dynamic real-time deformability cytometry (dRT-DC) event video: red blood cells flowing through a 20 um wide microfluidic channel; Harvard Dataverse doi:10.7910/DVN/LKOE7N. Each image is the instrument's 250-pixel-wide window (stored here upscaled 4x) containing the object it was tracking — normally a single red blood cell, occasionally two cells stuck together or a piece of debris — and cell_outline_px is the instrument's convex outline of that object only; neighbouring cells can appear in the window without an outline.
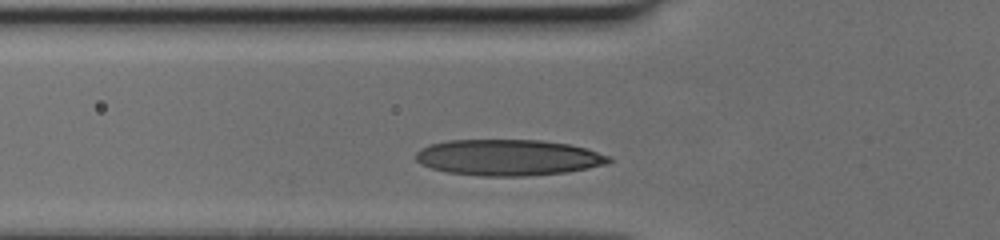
{"species": "human", "species_latin": "Homo sapiens", "temperature_condition": "cold", "stored_images_in_passage": 29, "camera_frame_rate_fps": 3000, "um_per_image_px": 0.085, "donor": {"sex": "female"}, "frame": {"image": 1, "passage_image": 7, "time_ms": 2.0, "image_size_px": [1000, 240], "cell_outline_px": [[612, 160], [608, 164], [588, 168], [564, 172], [528, 176], [480, 176], [448, 172], [432, 168], [420, 164], [416, 160], [416, 152], [420, 148], [428, 144], [448, 140], [540, 140], [568, 144], [584, 148], [608, 156]], "centroid_in_image_um": [43.15, 13.39], "position_along_channel_um": 82.6, "area_um2": 40.52}}
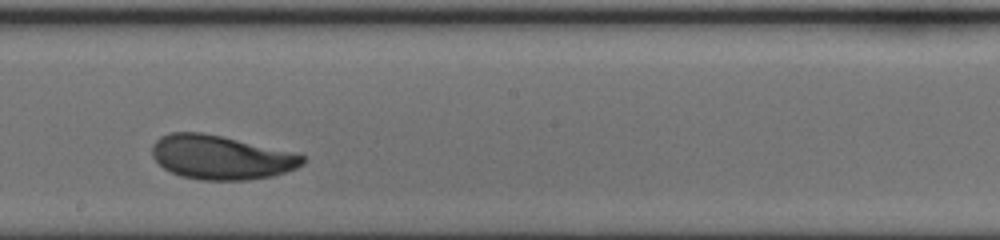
{"frame": {"image": 2, "passage_image": 18, "time_ms": 5.667, "image_size_px": [1000, 240], "cell_outline_px": [[304, 164], [296, 168], [272, 176], [248, 180], [200, 180], [180, 176], [164, 168], [152, 156], [152, 144], [160, 136], [168, 132], [204, 132], [224, 136], [300, 152], [304, 156]], "centroid_in_image_um": [18.82, 13.35], "position_along_channel_um": 229.4, "area_um2": 39.3}}
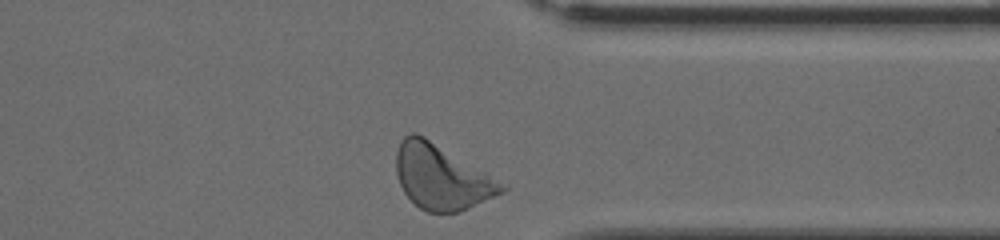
{"frame": {"image": 3, "passage_image": 29, "time_ms": 9.333, "image_size_px": [1000, 240], "cell_outline_px": [[508, 188], [504, 192], [468, 208], [456, 212], [428, 212], [420, 208], [404, 192], [400, 184], [396, 172], [396, 152], [400, 140], [404, 136], [412, 132], [416, 132], [424, 136], [508, 184]], "centroid_in_image_um": [37.55, 15.03], "position_along_channel_um": 373.9, "area_um2": 39.82}}